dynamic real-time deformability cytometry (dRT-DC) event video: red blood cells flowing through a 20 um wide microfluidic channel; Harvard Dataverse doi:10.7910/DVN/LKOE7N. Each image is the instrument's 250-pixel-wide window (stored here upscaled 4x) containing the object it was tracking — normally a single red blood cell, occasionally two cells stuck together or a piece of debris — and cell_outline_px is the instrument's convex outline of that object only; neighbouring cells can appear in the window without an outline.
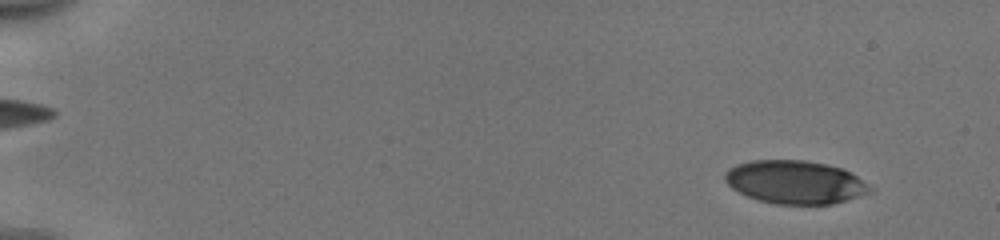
{"species": "human", "species_latin": "Homo sapiens", "temperature_condition": "cold", "stored_images_in_passage": 52, "camera_frame_rate_fps": 3000, "um_per_image_px": 0.085, "donor": {"sex": "male"}, "frame": {"image": 1, "passage_image": 4, "time_ms": 1.0, "image_size_px": [1000, 240], "cell_outline_px": [[872, 192], [848, 200], [832, 204], [776, 204], [760, 200], [748, 196], [732, 188], [724, 180], [724, 172], [728, 168], [736, 164], [752, 160], [804, 160], [844, 168], [852, 172], [872, 188]], "centroid_in_image_um": [67.59, 15.47], "position_along_channel_um": 17.4, "area_um2": 36.65}}
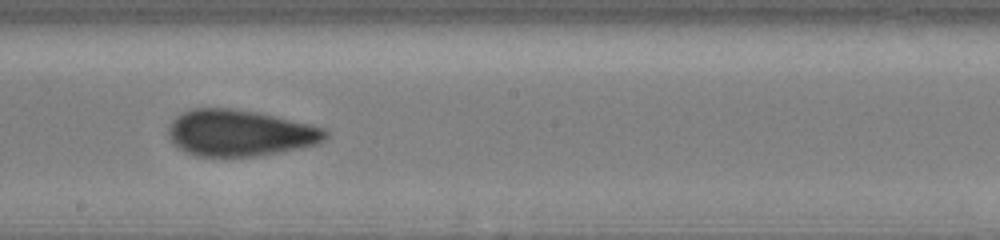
{"frame": {"image": 2, "passage_image": 31, "time_ms": 10.0, "image_size_px": [1000, 240], "cell_outline_px": [[328, 136], [320, 144], [300, 148], [256, 156], [196, 156], [180, 148], [168, 136], [168, 124], [180, 112], [192, 108], [232, 108], [256, 112], [276, 116], [324, 128], [328, 132]], "centroid_in_image_um": [20.38, 11.29], "position_along_channel_um": 227.8, "area_um2": 42.43}}
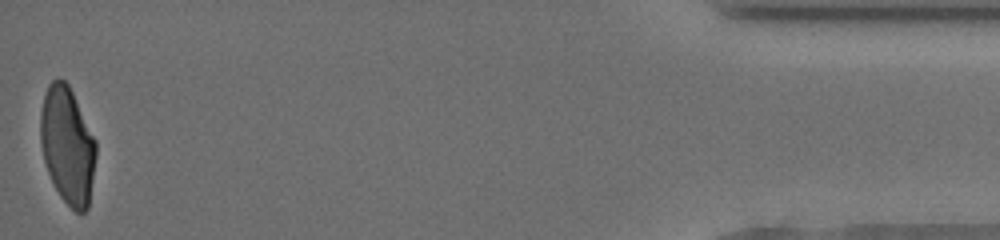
{"frame": {"image": 3, "passage_image": 52, "time_ms": 17.0, "image_size_px": [1000, 240], "cell_outline_px": [[96, 156], [88, 208], [84, 212], [76, 212], [60, 196], [48, 172], [44, 160], [40, 140], [40, 112], [44, 96], [48, 84], [56, 76], [64, 80], [68, 84], [96, 140]], "centroid_in_image_um": [5.73, 12.33], "position_along_channel_um": 429.5, "area_um2": 37.74}, "authors_computed_cell_mechanics": {"area_um2": 40.3444, "velocity_mm_per_s": 3.9822, "shape_relaxation_time_tau1_ms": 4.6506, "shape_relaxation_time_tau2_ms": 1.2826, "deformation_change_tau1": 0.1627, "deformation_change_tau2": 0.0857}}